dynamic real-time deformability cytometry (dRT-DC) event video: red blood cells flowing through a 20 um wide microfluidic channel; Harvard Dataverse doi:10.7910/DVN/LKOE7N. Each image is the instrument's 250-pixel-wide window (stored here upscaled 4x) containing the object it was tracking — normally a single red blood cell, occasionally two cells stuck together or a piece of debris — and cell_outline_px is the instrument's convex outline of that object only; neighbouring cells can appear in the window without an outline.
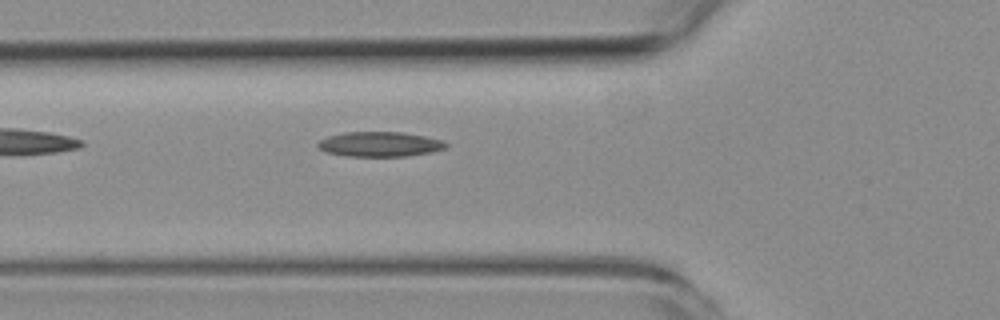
{"species": "common noctule bat (a hibernating species)", "species_latin": "Nyctalus noctula", "temperature_condition": "room temperature", "stored_images_in_passage": 3, "camera_frame_rate_fps": 3000, "um_per_image_px": 0.085, "animal": {"sex": "female", "body_mass_g": 19.3, "forearm_length_mm": 54.1}, "frame": {"image": 1, "passage_image": 3, "time_ms": 2.333, "image_size_px": [1000, 320], "cell_outline_px": [[448, 148], [432, 152], [404, 156], [348, 156], [324, 152], [316, 144], [320, 140], [328, 136], [344, 132], [400, 132], [424, 136], [444, 140], [448, 144]], "centroid_in_image_um": [32.3, 12.25], "position_along_channel_um": 93.5, "area_um2": 18.61}}